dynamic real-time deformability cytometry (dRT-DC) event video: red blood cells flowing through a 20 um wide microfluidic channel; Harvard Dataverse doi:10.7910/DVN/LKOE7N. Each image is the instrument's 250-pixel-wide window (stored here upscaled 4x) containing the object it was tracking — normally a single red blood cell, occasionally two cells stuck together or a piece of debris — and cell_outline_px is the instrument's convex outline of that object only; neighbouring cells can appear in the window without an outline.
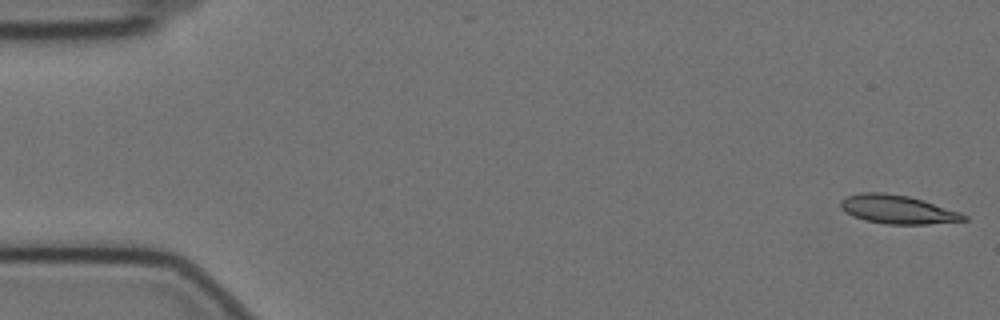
{"species": "Egyptian fruit bat (a non-hibernating species)", "species_latin": "Rousettus aegyptiacus", "temperature_condition": "cold", "stored_images_in_passage": 54, "camera_frame_rate_fps": 3000, "um_per_image_px": 0.085, "animal": {"sex": "female"}, "frame": {"image": 1, "passage_image": 1, "time_ms": 0.0, "image_size_px": [1000, 320], "cell_outline_px": [[968, 220], [928, 224], [884, 224], [864, 220], [852, 216], [840, 208], [840, 200], [848, 196], [860, 192], [884, 192], [908, 196], [924, 200], [960, 212], [968, 216]], "centroid_in_image_um": [76.28, 17.8], "position_along_channel_um": 8.7, "area_um2": 20.69}}
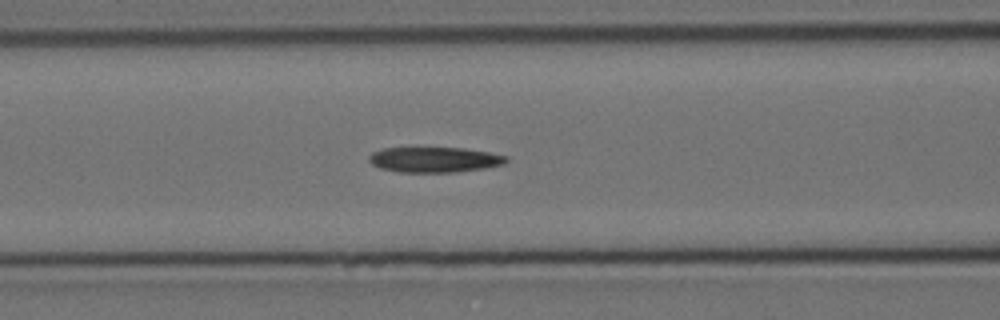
{"frame": {"image": 2, "passage_image": 23, "time_ms": 7.333, "image_size_px": [1000, 320], "cell_outline_px": [[508, 160], [504, 164], [484, 168], [456, 172], [396, 172], [380, 168], [372, 164], [368, 160], [368, 156], [372, 152], [384, 148], [464, 148], [488, 152], [508, 156]], "centroid_in_image_um": [36.91, 13.57], "position_along_channel_um": 129.7, "area_um2": 20.29}}
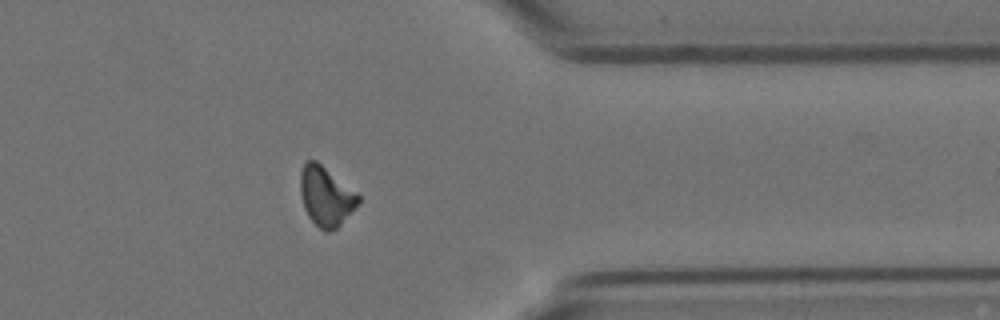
{"frame": {"image": 3, "passage_image": 46, "time_ms": 15.0, "image_size_px": [1000, 320], "cell_outline_px": [[360, 204], [336, 228], [328, 232], [324, 232], [308, 216], [304, 208], [300, 192], [300, 172], [304, 164], [308, 160], [316, 160], [356, 192], [360, 196]], "centroid_in_image_um": [27.7, 16.69], "position_along_channel_um": 383.7, "area_um2": 20.0}}